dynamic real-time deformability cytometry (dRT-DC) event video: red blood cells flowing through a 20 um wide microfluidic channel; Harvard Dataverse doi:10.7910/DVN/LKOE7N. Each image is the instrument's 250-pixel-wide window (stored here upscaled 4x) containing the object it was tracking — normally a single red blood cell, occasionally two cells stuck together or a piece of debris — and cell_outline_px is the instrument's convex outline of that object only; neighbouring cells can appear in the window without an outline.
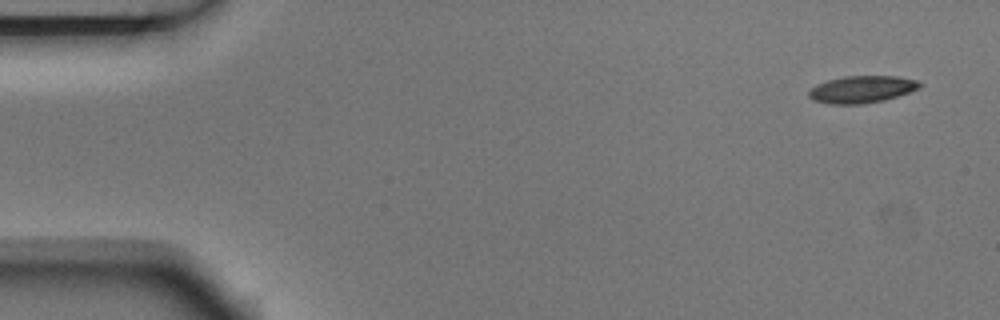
{"species": "Egyptian fruit bat (a non-hibernating species)", "species_latin": "Rousettus aegyptiacus", "temperature_condition": "room temperature", "stored_images_in_passage": 7, "camera_frame_rate_fps": 3000, "um_per_image_px": 0.085, "animal": {"sex": "male"}, "frame": {"image": 1, "passage_image": 1, "time_ms": 0.0, "image_size_px": [1000, 320], "cell_outline_px": [[924, 84], [920, 88], [884, 100], [860, 104], [828, 104], [812, 100], [808, 96], [808, 92], [816, 84], [828, 80], [844, 76], [900, 76], [916, 80]], "centroid_in_image_um": [73.25, 7.59], "position_along_channel_um": 11.8, "area_um2": 17.57}}
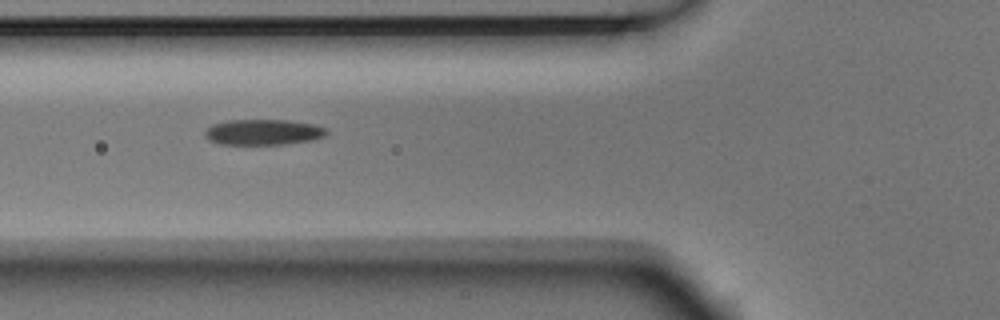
{"frame": {"image": 2, "passage_image": 6, "time_ms": 1.667, "image_size_px": [1000, 320], "cell_outline_px": [[328, 132], [324, 136], [312, 140], [284, 144], [220, 144], [208, 140], [204, 136], [204, 132], [212, 124], [224, 120], [288, 120], [312, 124], [324, 128]], "centroid_in_image_um": [22.32, 11.23], "position_along_channel_um": 103.5, "area_um2": 18.15}}
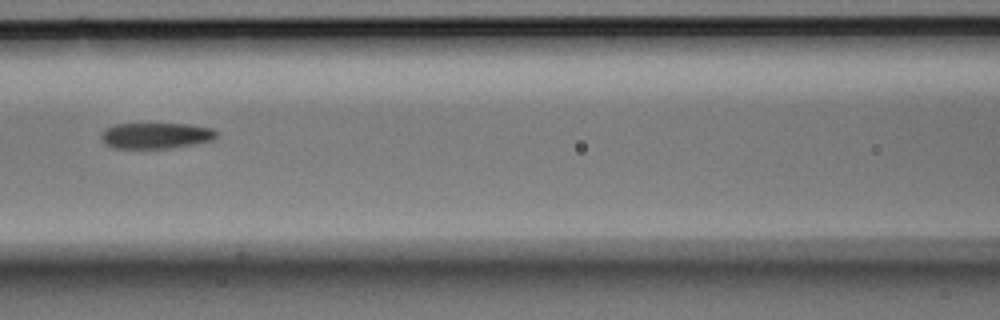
{"frame": {"image": 3, "passage_image": 7, "time_ms": 2.0, "image_size_px": [1000, 320], "cell_outline_px": [[220, 132], [212, 140], [172, 148], [112, 148], [104, 144], [100, 136], [104, 128], [116, 124], [188, 124], [212, 128]], "centroid_in_image_um": [13.23, 11.52], "position_along_channel_um": 153.4, "area_um2": 17.51}}